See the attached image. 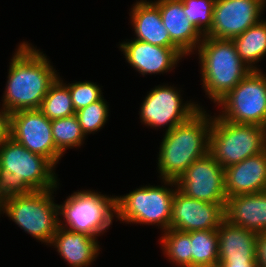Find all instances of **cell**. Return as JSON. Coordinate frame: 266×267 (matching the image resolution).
Instances as JSON below:
<instances>
[{
    "label": "cell",
    "mask_w": 266,
    "mask_h": 267,
    "mask_svg": "<svg viewBox=\"0 0 266 267\" xmlns=\"http://www.w3.org/2000/svg\"><path fill=\"white\" fill-rule=\"evenodd\" d=\"M119 45L128 64L143 76L172 71L186 56L179 48L152 45L136 39L126 40Z\"/></svg>",
    "instance_id": "15"
},
{
    "label": "cell",
    "mask_w": 266,
    "mask_h": 267,
    "mask_svg": "<svg viewBox=\"0 0 266 267\" xmlns=\"http://www.w3.org/2000/svg\"><path fill=\"white\" fill-rule=\"evenodd\" d=\"M225 220L253 232H266V191L228 197Z\"/></svg>",
    "instance_id": "19"
},
{
    "label": "cell",
    "mask_w": 266,
    "mask_h": 267,
    "mask_svg": "<svg viewBox=\"0 0 266 267\" xmlns=\"http://www.w3.org/2000/svg\"><path fill=\"white\" fill-rule=\"evenodd\" d=\"M197 49L202 86L215 104L252 71L239 57L232 40L203 36Z\"/></svg>",
    "instance_id": "4"
},
{
    "label": "cell",
    "mask_w": 266,
    "mask_h": 267,
    "mask_svg": "<svg viewBox=\"0 0 266 267\" xmlns=\"http://www.w3.org/2000/svg\"><path fill=\"white\" fill-rule=\"evenodd\" d=\"M180 91L174 85L168 86V84L151 89L141 103L139 114L142 124L155 129L166 126L165 133H167L202 108L191 100L183 103Z\"/></svg>",
    "instance_id": "10"
},
{
    "label": "cell",
    "mask_w": 266,
    "mask_h": 267,
    "mask_svg": "<svg viewBox=\"0 0 266 267\" xmlns=\"http://www.w3.org/2000/svg\"><path fill=\"white\" fill-rule=\"evenodd\" d=\"M188 21L203 36L211 29L215 0H181Z\"/></svg>",
    "instance_id": "28"
},
{
    "label": "cell",
    "mask_w": 266,
    "mask_h": 267,
    "mask_svg": "<svg viewBox=\"0 0 266 267\" xmlns=\"http://www.w3.org/2000/svg\"><path fill=\"white\" fill-rule=\"evenodd\" d=\"M218 263H257L256 232L223 220L217 229Z\"/></svg>",
    "instance_id": "18"
},
{
    "label": "cell",
    "mask_w": 266,
    "mask_h": 267,
    "mask_svg": "<svg viewBox=\"0 0 266 267\" xmlns=\"http://www.w3.org/2000/svg\"><path fill=\"white\" fill-rule=\"evenodd\" d=\"M59 226L94 238L104 234L116 217V197L78 190L58 205ZM63 217V218H62Z\"/></svg>",
    "instance_id": "8"
},
{
    "label": "cell",
    "mask_w": 266,
    "mask_h": 267,
    "mask_svg": "<svg viewBox=\"0 0 266 267\" xmlns=\"http://www.w3.org/2000/svg\"><path fill=\"white\" fill-rule=\"evenodd\" d=\"M160 10L163 25L171 41L186 55L193 54L203 35L188 21L181 0L152 1ZM193 52V53H192Z\"/></svg>",
    "instance_id": "17"
},
{
    "label": "cell",
    "mask_w": 266,
    "mask_h": 267,
    "mask_svg": "<svg viewBox=\"0 0 266 267\" xmlns=\"http://www.w3.org/2000/svg\"><path fill=\"white\" fill-rule=\"evenodd\" d=\"M212 116L200 108L185 122L165 133L158 154L159 178L176 181L195 161L209 153Z\"/></svg>",
    "instance_id": "3"
},
{
    "label": "cell",
    "mask_w": 266,
    "mask_h": 267,
    "mask_svg": "<svg viewBox=\"0 0 266 267\" xmlns=\"http://www.w3.org/2000/svg\"><path fill=\"white\" fill-rule=\"evenodd\" d=\"M241 60L252 70H260L256 64L266 56V20L248 28L232 39Z\"/></svg>",
    "instance_id": "22"
},
{
    "label": "cell",
    "mask_w": 266,
    "mask_h": 267,
    "mask_svg": "<svg viewBox=\"0 0 266 267\" xmlns=\"http://www.w3.org/2000/svg\"><path fill=\"white\" fill-rule=\"evenodd\" d=\"M161 182L164 186L145 185L116 196V218L127 224H156L162 232L170 229L172 200L178 186L174 180L162 179Z\"/></svg>",
    "instance_id": "5"
},
{
    "label": "cell",
    "mask_w": 266,
    "mask_h": 267,
    "mask_svg": "<svg viewBox=\"0 0 266 267\" xmlns=\"http://www.w3.org/2000/svg\"><path fill=\"white\" fill-rule=\"evenodd\" d=\"M266 149V128L212 117L209 154L225 169Z\"/></svg>",
    "instance_id": "7"
},
{
    "label": "cell",
    "mask_w": 266,
    "mask_h": 267,
    "mask_svg": "<svg viewBox=\"0 0 266 267\" xmlns=\"http://www.w3.org/2000/svg\"><path fill=\"white\" fill-rule=\"evenodd\" d=\"M67 85L75 111H78L103 97L102 88L94 82L77 81L71 84L68 83Z\"/></svg>",
    "instance_id": "29"
},
{
    "label": "cell",
    "mask_w": 266,
    "mask_h": 267,
    "mask_svg": "<svg viewBox=\"0 0 266 267\" xmlns=\"http://www.w3.org/2000/svg\"><path fill=\"white\" fill-rule=\"evenodd\" d=\"M55 166L11 137L0 144V198L2 200L57 188Z\"/></svg>",
    "instance_id": "2"
},
{
    "label": "cell",
    "mask_w": 266,
    "mask_h": 267,
    "mask_svg": "<svg viewBox=\"0 0 266 267\" xmlns=\"http://www.w3.org/2000/svg\"><path fill=\"white\" fill-rule=\"evenodd\" d=\"M216 105L217 116L236 124H255L266 128V74L252 70Z\"/></svg>",
    "instance_id": "9"
},
{
    "label": "cell",
    "mask_w": 266,
    "mask_h": 267,
    "mask_svg": "<svg viewBox=\"0 0 266 267\" xmlns=\"http://www.w3.org/2000/svg\"><path fill=\"white\" fill-rule=\"evenodd\" d=\"M257 267H266V232L259 233L256 240Z\"/></svg>",
    "instance_id": "31"
},
{
    "label": "cell",
    "mask_w": 266,
    "mask_h": 267,
    "mask_svg": "<svg viewBox=\"0 0 266 267\" xmlns=\"http://www.w3.org/2000/svg\"><path fill=\"white\" fill-rule=\"evenodd\" d=\"M3 207V200L0 198V211L2 210Z\"/></svg>",
    "instance_id": "33"
},
{
    "label": "cell",
    "mask_w": 266,
    "mask_h": 267,
    "mask_svg": "<svg viewBox=\"0 0 266 267\" xmlns=\"http://www.w3.org/2000/svg\"><path fill=\"white\" fill-rule=\"evenodd\" d=\"M10 137L32 153L46 157L55 167L64 156L56 149L51 120L39 109L11 113Z\"/></svg>",
    "instance_id": "11"
},
{
    "label": "cell",
    "mask_w": 266,
    "mask_h": 267,
    "mask_svg": "<svg viewBox=\"0 0 266 267\" xmlns=\"http://www.w3.org/2000/svg\"><path fill=\"white\" fill-rule=\"evenodd\" d=\"M191 267H218L219 243L217 230L190 232Z\"/></svg>",
    "instance_id": "23"
},
{
    "label": "cell",
    "mask_w": 266,
    "mask_h": 267,
    "mask_svg": "<svg viewBox=\"0 0 266 267\" xmlns=\"http://www.w3.org/2000/svg\"><path fill=\"white\" fill-rule=\"evenodd\" d=\"M129 16L136 37L134 39L167 48H178L163 25L159 8L150 0H138Z\"/></svg>",
    "instance_id": "20"
},
{
    "label": "cell",
    "mask_w": 266,
    "mask_h": 267,
    "mask_svg": "<svg viewBox=\"0 0 266 267\" xmlns=\"http://www.w3.org/2000/svg\"><path fill=\"white\" fill-rule=\"evenodd\" d=\"M218 267H257V263H218Z\"/></svg>",
    "instance_id": "32"
},
{
    "label": "cell",
    "mask_w": 266,
    "mask_h": 267,
    "mask_svg": "<svg viewBox=\"0 0 266 267\" xmlns=\"http://www.w3.org/2000/svg\"><path fill=\"white\" fill-rule=\"evenodd\" d=\"M159 240L163 254L169 262L178 267H191L190 232L168 229Z\"/></svg>",
    "instance_id": "25"
},
{
    "label": "cell",
    "mask_w": 266,
    "mask_h": 267,
    "mask_svg": "<svg viewBox=\"0 0 266 267\" xmlns=\"http://www.w3.org/2000/svg\"><path fill=\"white\" fill-rule=\"evenodd\" d=\"M60 75L50 85L39 110L51 121L76 114L68 85Z\"/></svg>",
    "instance_id": "24"
},
{
    "label": "cell",
    "mask_w": 266,
    "mask_h": 267,
    "mask_svg": "<svg viewBox=\"0 0 266 267\" xmlns=\"http://www.w3.org/2000/svg\"><path fill=\"white\" fill-rule=\"evenodd\" d=\"M19 43L10 59L2 107L9 113L39 109L50 85L59 76L42 51ZM46 55V56H45Z\"/></svg>",
    "instance_id": "1"
},
{
    "label": "cell",
    "mask_w": 266,
    "mask_h": 267,
    "mask_svg": "<svg viewBox=\"0 0 266 267\" xmlns=\"http://www.w3.org/2000/svg\"><path fill=\"white\" fill-rule=\"evenodd\" d=\"M265 8L266 0H215L212 27L205 36L232 40L261 21Z\"/></svg>",
    "instance_id": "13"
},
{
    "label": "cell",
    "mask_w": 266,
    "mask_h": 267,
    "mask_svg": "<svg viewBox=\"0 0 266 267\" xmlns=\"http://www.w3.org/2000/svg\"><path fill=\"white\" fill-rule=\"evenodd\" d=\"M52 137L56 149L63 155L69 148L83 145L86 139L76 114L51 121Z\"/></svg>",
    "instance_id": "26"
},
{
    "label": "cell",
    "mask_w": 266,
    "mask_h": 267,
    "mask_svg": "<svg viewBox=\"0 0 266 267\" xmlns=\"http://www.w3.org/2000/svg\"><path fill=\"white\" fill-rule=\"evenodd\" d=\"M186 196L207 203L225 204L224 168L208 153L195 160L176 180Z\"/></svg>",
    "instance_id": "12"
},
{
    "label": "cell",
    "mask_w": 266,
    "mask_h": 267,
    "mask_svg": "<svg viewBox=\"0 0 266 267\" xmlns=\"http://www.w3.org/2000/svg\"><path fill=\"white\" fill-rule=\"evenodd\" d=\"M50 246L57 249L56 251L70 267H89L100 254L97 238L60 226Z\"/></svg>",
    "instance_id": "21"
},
{
    "label": "cell",
    "mask_w": 266,
    "mask_h": 267,
    "mask_svg": "<svg viewBox=\"0 0 266 267\" xmlns=\"http://www.w3.org/2000/svg\"><path fill=\"white\" fill-rule=\"evenodd\" d=\"M55 190L33 191L6 198L0 214L5 213L24 232L50 245L59 227L58 204L53 196Z\"/></svg>",
    "instance_id": "6"
},
{
    "label": "cell",
    "mask_w": 266,
    "mask_h": 267,
    "mask_svg": "<svg viewBox=\"0 0 266 267\" xmlns=\"http://www.w3.org/2000/svg\"><path fill=\"white\" fill-rule=\"evenodd\" d=\"M228 197L266 191V149L224 169Z\"/></svg>",
    "instance_id": "16"
},
{
    "label": "cell",
    "mask_w": 266,
    "mask_h": 267,
    "mask_svg": "<svg viewBox=\"0 0 266 267\" xmlns=\"http://www.w3.org/2000/svg\"><path fill=\"white\" fill-rule=\"evenodd\" d=\"M104 97L76 111L82 132L87 136L103 128L108 121L109 105Z\"/></svg>",
    "instance_id": "27"
},
{
    "label": "cell",
    "mask_w": 266,
    "mask_h": 267,
    "mask_svg": "<svg viewBox=\"0 0 266 267\" xmlns=\"http://www.w3.org/2000/svg\"><path fill=\"white\" fill-rule=\"evenodd\" d=\"M225 204L207 203L186 196L176 188L170 229L183 232L217 230L225 219Z\"/></svg>",
    "instance_id": "14"
},
{
    "label": "cell",
    "mask_w": 266,
    "mask_h": 267,
    "mask_svg": "<svg viewBox=\"0 0 266 267\" xmlns=\"http://www.w3.org/2000/svg\"><path fill=\"white\" fill-rule=\"evenodd\" d=\"M2 108V109H1ZM0 108V144L10 138L11 113Z\"/></svg>",
    "instance_id": "30"
}]
</instances>
